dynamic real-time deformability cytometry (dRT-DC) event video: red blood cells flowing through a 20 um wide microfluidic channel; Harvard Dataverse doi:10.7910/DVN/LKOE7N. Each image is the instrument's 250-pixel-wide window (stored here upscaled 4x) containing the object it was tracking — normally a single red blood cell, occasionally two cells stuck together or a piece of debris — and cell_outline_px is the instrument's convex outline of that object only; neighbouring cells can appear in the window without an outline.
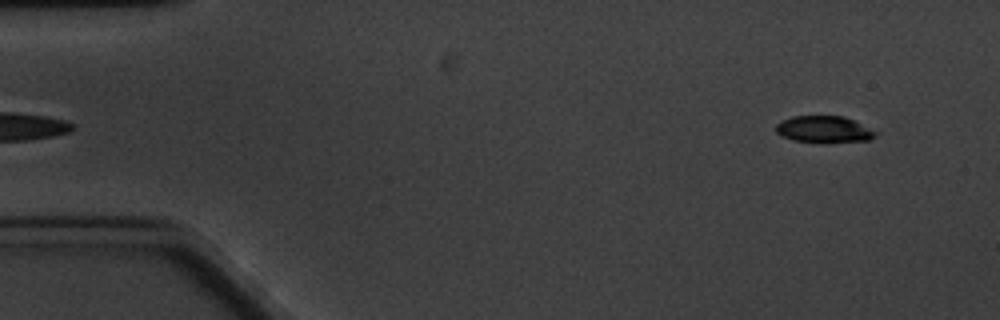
{"species": "common noctule bat (a hibernating species)", "species_latin": "Nyctalus noctula", "temperature_condition": "cold", "stored_images_in_passage": 6, "segment_of_instrument_passage": [2, 2], "camera_frame_rate_fps": 3000, "um_per_image_px": 0.085, "animal": {"sex": "male", "body_mass_g": 20.1, "forearm_length_mm": 53.5}, "frame": {"image": 1, "passage_image": 6, "time_ms": 6.333, "image_size_px": [1000, 320], "cell_outline_px": [[880, 132], [876, 136], [868, 140], [824, 144], [792, 140], [780, 136], [776, 132], [776, 124], [780, 120], [792, 116], [844, 116]], "centroid_in_image_um": [70.04, 11.02], "position_along_channel_um": 15.0, "area_um2": 16.07}}